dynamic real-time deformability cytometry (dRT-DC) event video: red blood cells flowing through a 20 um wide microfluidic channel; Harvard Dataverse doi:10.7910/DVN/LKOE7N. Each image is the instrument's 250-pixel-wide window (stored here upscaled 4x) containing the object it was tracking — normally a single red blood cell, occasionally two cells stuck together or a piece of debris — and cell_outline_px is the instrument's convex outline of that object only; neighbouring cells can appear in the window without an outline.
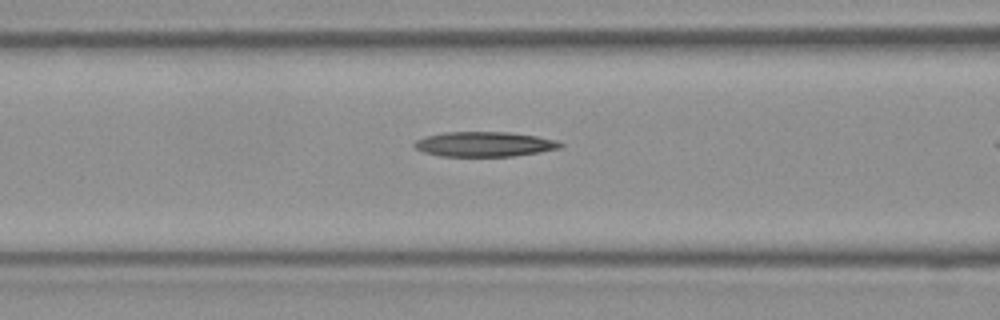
{"species": "Egyptian fruit bat (a non-hibernating species)", "species_latin": "Rousettus aegyptiacus", "temperature_condition": "room temperature", "stored_images_in_passage": 6, "camera_frame_rate_fps": 3000, "um_per_image_px": 0.085, "frame": {"image": 1, "passage_image": 5, "time_ms": 1.333, "image_size_px": [1000, 320], "cell_outline_px": [[564, 144], [560, 148], [540, 152], [512, 156], [440, 156], [424, 152], [416, 148], [412, 144], [416, 140], [424, 136], [444, 132], [512, 132], [536, 136], [556, 140]], "centroid_in_image_um": [41.16, 12.25], "position_along_channel_um": 125.4, "area_um2": 21.21}}